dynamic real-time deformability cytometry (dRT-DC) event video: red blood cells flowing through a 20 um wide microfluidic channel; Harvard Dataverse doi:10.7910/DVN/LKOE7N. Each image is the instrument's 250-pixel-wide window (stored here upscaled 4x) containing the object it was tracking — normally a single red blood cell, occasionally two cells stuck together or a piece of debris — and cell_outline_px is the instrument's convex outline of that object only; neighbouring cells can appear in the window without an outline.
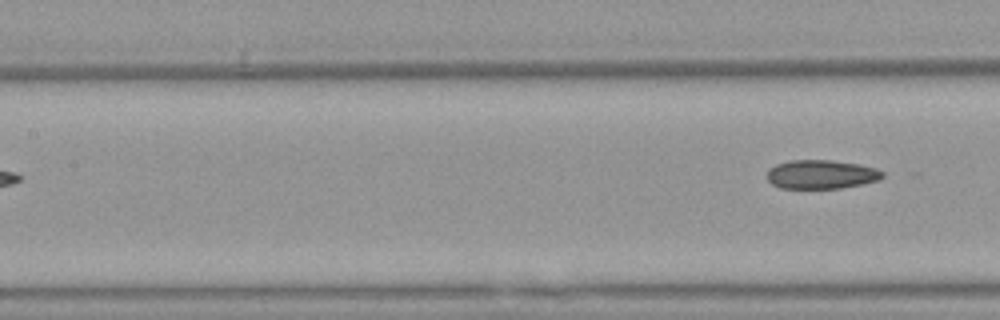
{"species": "Egyptian fruit bat (a non-hibernating species)", "species_latin": "Rousettus aegyptiacus", "temperature_condition": "warm", "stored_images_in_passage": 10, "segment_of_instrument_passage": [2, 2], "camera_frame_rate_fps": 3000, "um_per_image_px": 0.085, "animal": {"sex": "female"}, "frame": {"image": 1, "passage_image": 10, "time_ms": 3.0, "image_size_px": [1000, 320], "cell_outline_px": [[884, 176], [880, 180], [840, 188], [780, 188], [772, 184], [768, 180], [768, 168], [776, 164], [788, 160], [832, 160], [860, 164], [876, 168], [884, 172]], "centroid_in_image_um": [69.81, 14.81], "position_along_channel_um": 137.6, "area_um2": 19.54}}